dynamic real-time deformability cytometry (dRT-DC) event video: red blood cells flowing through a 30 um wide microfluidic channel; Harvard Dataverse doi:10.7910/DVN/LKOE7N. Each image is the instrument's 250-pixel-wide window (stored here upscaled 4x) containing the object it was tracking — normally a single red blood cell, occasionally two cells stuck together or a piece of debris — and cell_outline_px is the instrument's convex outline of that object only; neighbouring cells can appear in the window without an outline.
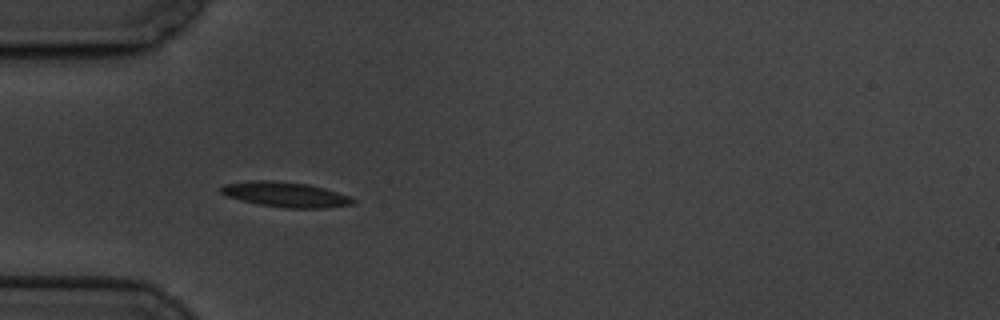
{"species": "common noctule bat (a hibernating species)", "species_latin": "Nyctalus noctula", "temperature_condition": "cold", "stored_images_in_passage": 7, "camera_frame_rate_fps": 3000, "um_per_image_px": 0.085, "animal": {"sex": "male", "body_mass_g": 19.5, "forearm_length_mm": 54.6}, "frame": {"image": 1, "passage_image": 6, "time_ms": 6.0, "image_size_px": [1000, 320], "cell_outline_px": [[356, 204], [324, 208], [284, 208], [260, 204], [228, 196], [220, 192], [220, 188], [224, 184], [252, 180], [272, 180], [308, 184], [324, 188], [348, 196], [356, 200]], "centroid_in_image_um": [24.3, 16.53], "position_along_channel_um": 60.7, "area_um2": 19.13}}
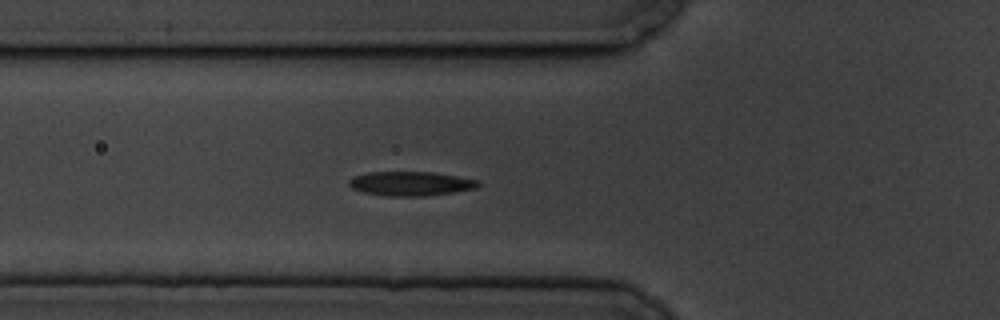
{"frame": {"image": 2, "passage_image": 7, "time_ms": 7.0, "image_size_px": [1000, 320], "cell_outline_px": [[480, 184], [476, 188], [452, 192], [424, 196], [388, 196], [364, 192], [352, 188], [348, 184], [348, 180], [352, 176], [368, 172], [432, 172], [480, 180]], "centroid_in_image_um": [34.88, 15.6], "position_along_channel_um": 90.9, "area_um2": 18.21}}